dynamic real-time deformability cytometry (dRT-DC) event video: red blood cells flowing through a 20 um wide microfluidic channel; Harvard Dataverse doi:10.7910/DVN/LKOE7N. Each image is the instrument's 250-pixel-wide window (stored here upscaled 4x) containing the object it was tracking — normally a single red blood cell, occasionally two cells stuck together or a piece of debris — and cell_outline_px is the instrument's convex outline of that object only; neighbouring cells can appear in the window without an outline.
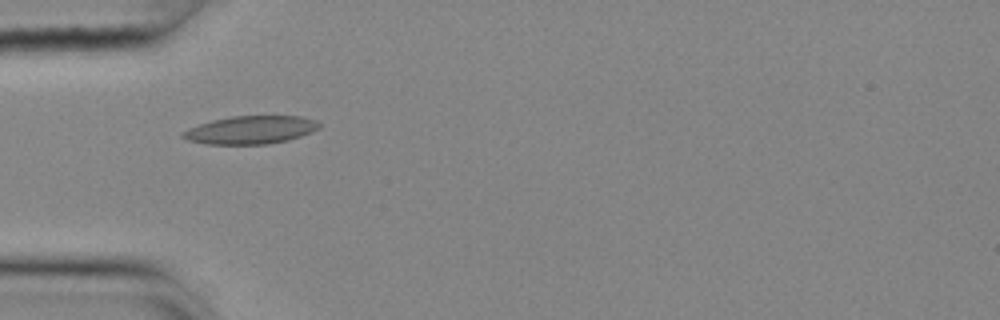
{"species": "common noctule bat (a hibernating species)", "species_latin": "Nyctalus noctula", "temperature_condition": "cold", "stored_images_in_passage": 39, "camera_frame_rate_fps": 3000, "um_per_image_px": 0.085, "animal": {"sex": "female", "body_mass_g": 25.1}, "frame": {"image": 1, "passage_image": 1, "time_ms": 0.0, "image_size_px": [1000, 320], "cell_outline_px": [[320, 128], [312, 132], [288, 140], [268, 144], [208, 144], [188, 140], [180, 136], [180, 132], [188, 128], [212, 120], [232, 116], [300, 116], [316, 120], [320, 124]], "centroid_in_image_um": [21.3, 11.04], "position_along_channel_um": 63.7, "area_um2": 22.31}}
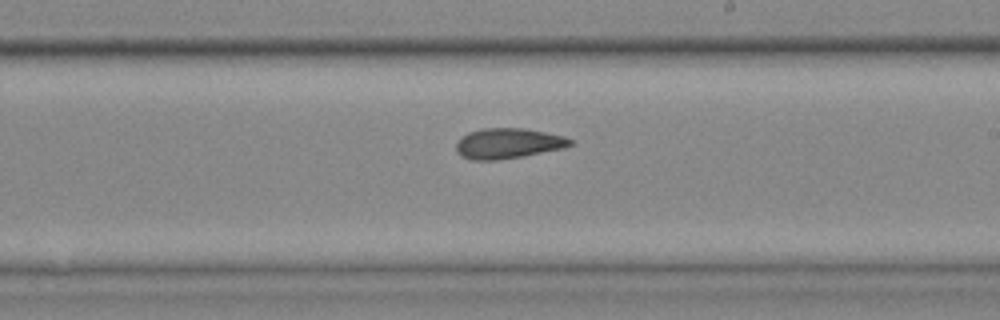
{"frame": {"image": 2, "passage_image": 16, "time_ms": 5.0, "image_size_px": [1000, 320], "cell_outline_px": [[572, 144], [564, 148], [500, 160], [472, 160], [460, 156], [456, 152], [456, 140], [468, 132], [484, 128], [524, 128], [564, 136], [572, 140]], "centroid_in_image_um": [43.13, 12.19], "position_along_channel_um": 245.9, "area_um2": 20.23}}
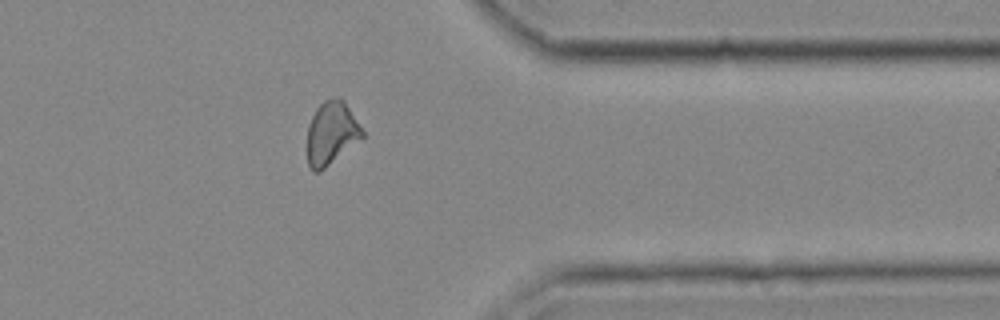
{"frame": {"image": 3, "passage_image": 28, "time_ms": 9.0, "image_size_px": [1000, 320], "cell_outline_px": [[364, 136], [320, 172], [312, 172], [308, 164], [308, 124], [316, 108], [324, 100], [332, 96], [340, 96], [344, 100], [364, 132]], "centroid_in_image_um": [28.16, 11.29], "position_along_channel_um": 383.2, "area_um2": 20.23}, "authors_computed_cell_mechanics": {"area_um2": 20.1144, "velocity_mm_per_s": 3.6804, "shape_relaxation_time_tau1_ms": null, "shape_relaxation_time_tau2_ms": 6.6302, "deformation_change_tau1": null, "deformation_change_tau2": 0.1485}}